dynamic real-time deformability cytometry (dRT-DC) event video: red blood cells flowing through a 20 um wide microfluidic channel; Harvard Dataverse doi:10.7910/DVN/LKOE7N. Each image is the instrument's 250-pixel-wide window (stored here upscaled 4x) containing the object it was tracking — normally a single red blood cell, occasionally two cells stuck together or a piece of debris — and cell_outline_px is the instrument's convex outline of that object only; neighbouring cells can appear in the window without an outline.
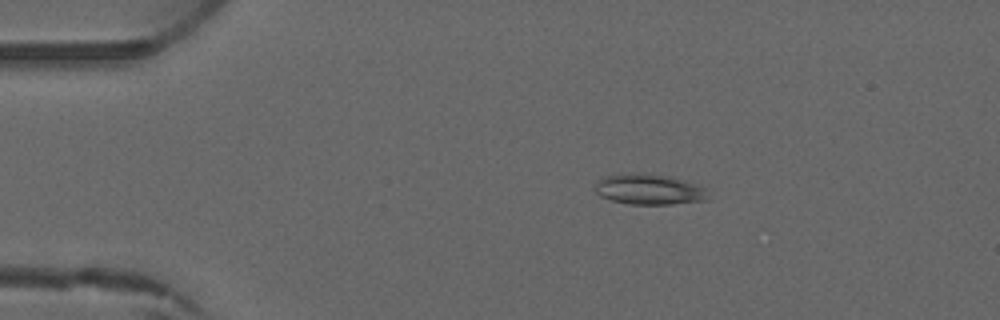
{"species": "common noctule bat (a hibernating species)", "species_latin": "Nyctalus noctula", "temperature_condition": "warm", "stored_images_in_passage": 3, "camera_frame_rate_fps": 3000, "um_per_image_px": 0.085, "animal": {"sex": "male", "forearm_length_mm": 52.5}, "frame": {"image": 1, "passage_image": 2, "time_ms": 1.0, "image_size_px": [1000, 320], "cell_outline_px": [[712, 200], [672, 204], [628, 204], [612, 200], [600, 196], [596, 192], [596, 180], [604, 176], [628, 172], [644, 172], [668, 176], [704, 188]], "centroid_in_image_um": [55.15, 16.09], "position_along_channel_um": 29.9, "area_um2": 20.29}}